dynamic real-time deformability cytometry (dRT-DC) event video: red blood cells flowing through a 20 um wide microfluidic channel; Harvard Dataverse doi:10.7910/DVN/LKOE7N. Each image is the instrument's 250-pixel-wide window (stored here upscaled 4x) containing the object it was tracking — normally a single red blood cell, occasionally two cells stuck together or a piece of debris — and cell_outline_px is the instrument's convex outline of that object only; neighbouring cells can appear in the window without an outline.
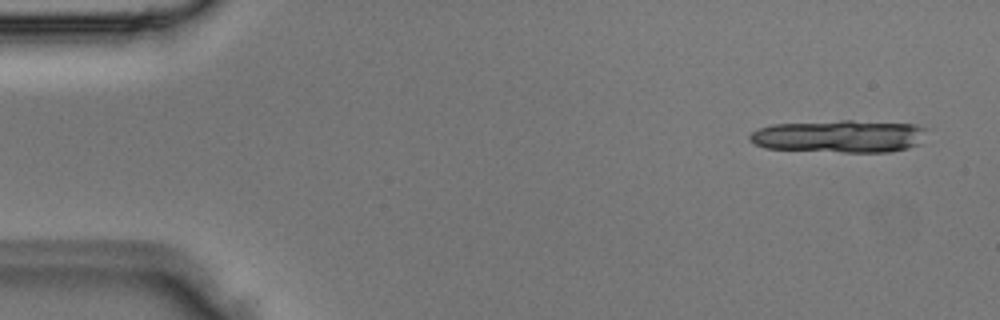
{"species": "Egyptian fruit bat (a non-hibernating species)", "species_latin": "Rousettus aegyptiacus", "temperature_condition": "room temperature", "stored_images_in_passage": 4, "camera_frame_rate_fps": 3000, "um_per_image_px": 0.085, "animal": {"sex": "male"}, "frame": {"image": 1, "passage_image": 1, "time_ms": 0.0, "image_size_px": [1000, 320], "cell_outline_px": [[932, 128], [920, 144], [908, 148], [888, 152], [844, 152], [764, 148], [748, 140], [748, 136], [752, 132], [760, 128], [772, 124], [840, 120], [852, 120], [916, 124]], "centroid_in_image_um": [71.44, 11.57], "position_along_channel_um": 13.6, "area_um2": 34.16}}
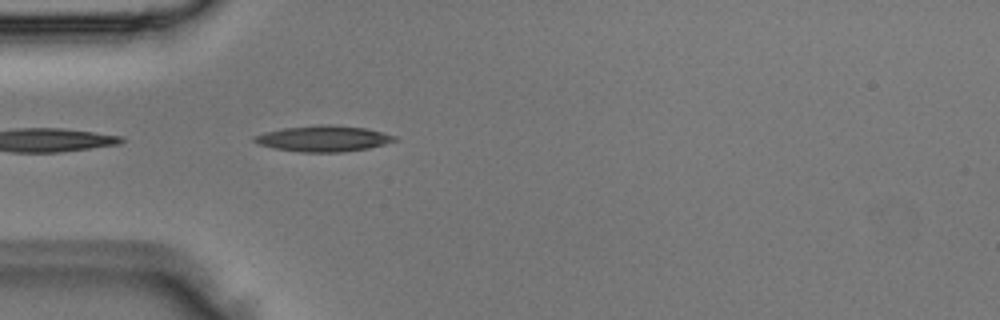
{"frame": {"image": 2, "passage_image": 4, "time_ms": 1.0, "image_size_px": [1000, 320], "cell_outline_px": [[400, 140], [368, 148], [344, 152], [300, 152], [272, 148], [260, 144], [252, 140], [252, 136], [264, 132], [284, 128], [324, 124], [336, 124], [368, 128], [384, 132], [396, 136]], "centroid_in_image_um": [27.53, 11.77], "position_along_channel_um": 57.5, "area_um2": 21.5}}